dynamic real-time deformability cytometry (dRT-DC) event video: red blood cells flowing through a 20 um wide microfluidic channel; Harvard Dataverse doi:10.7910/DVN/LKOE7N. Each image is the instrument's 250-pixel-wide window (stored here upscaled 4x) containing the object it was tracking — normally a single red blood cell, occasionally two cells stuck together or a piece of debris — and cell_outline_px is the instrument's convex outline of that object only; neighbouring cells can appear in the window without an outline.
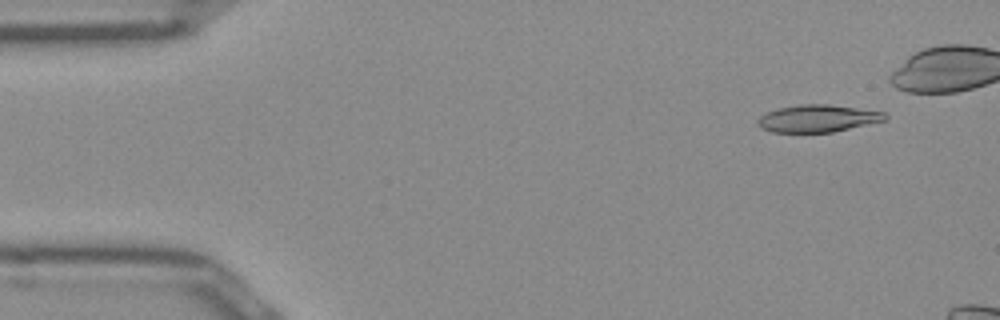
{"species": "Egyptian fruit bat (a non-hibernating species)", "species_latin": "Rousettus aegyptiacus", "temperature_condition": "room temperature", "stored_images_in_passage": 11, "camera_frame_rate_fps": 3000, "um_per_image_px": 0.085, "frame": {"image": 1, "passage_image": 4, "time_ms": 1.0, "image_size_px": [1000, 320], "cell_outline_px": [[888, 120], [832, 132], [772, 132], [760, 128], [756, 124], [756, 120], [760, 116], [768, 112], [780, 108], [800, 104], [828, 104], [884, 112], [888, 116]], "centroid_in_image_um": [69.5, 10.07], "position_along_channel_um": 15.5, "area_um2": 20.23}}